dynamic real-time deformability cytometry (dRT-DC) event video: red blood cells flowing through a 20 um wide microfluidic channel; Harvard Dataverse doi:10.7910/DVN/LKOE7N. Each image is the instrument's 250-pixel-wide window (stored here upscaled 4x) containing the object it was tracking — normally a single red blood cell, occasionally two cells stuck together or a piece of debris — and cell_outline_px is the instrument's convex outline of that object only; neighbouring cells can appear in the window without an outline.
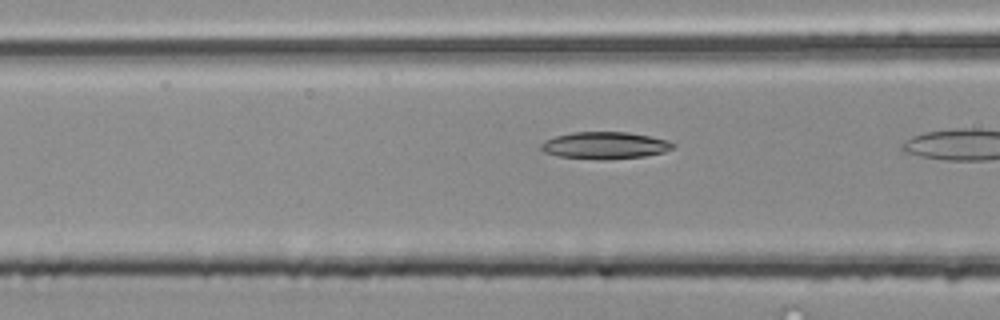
{"species": "common noctule bat (a hibernating species)", "species_latin": "Nyctalus noctula", "temperature_condition": "room temperature", "stored_images_in_passage": 19, "camera_frame_rate_fps": 3000, "um_per_image_px": 0.085, "animal": {"sex": "male", "body_mass_g": 20.4}, "frame": {"image": 1, "passage_image": 18, "time_ms": 5.667, "image_size_px": [1000, 320], "cell_outline_px": [[672, 148], [664, 152], [644, 156], [604, 160], [600, 160], [560, 156], [544, 152], [540, 148], [540, 144], [544, 140], [556, 136], [572, 132], [628, 132], [668, 140], [672, 144]], "centroid_in_image_um": [51.37, 12.36], "position_along_channel_um": 115.2, "area_um2": 20.63}}